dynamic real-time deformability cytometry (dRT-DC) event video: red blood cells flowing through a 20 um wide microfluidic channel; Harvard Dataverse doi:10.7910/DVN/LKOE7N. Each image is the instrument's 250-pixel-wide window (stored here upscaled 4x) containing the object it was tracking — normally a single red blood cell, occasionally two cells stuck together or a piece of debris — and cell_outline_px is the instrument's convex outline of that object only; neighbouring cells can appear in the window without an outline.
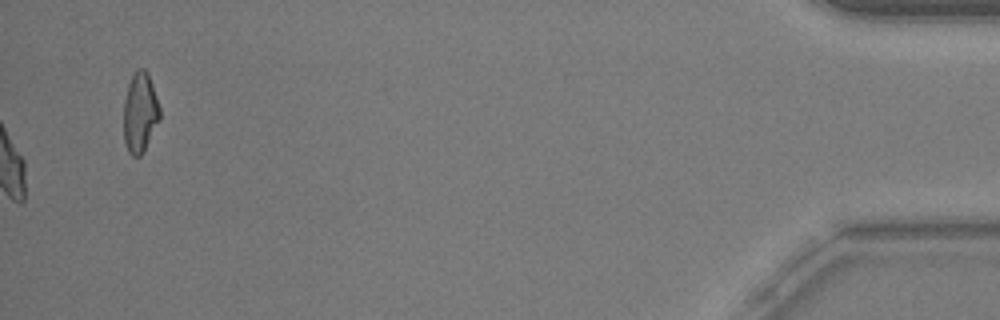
{"species": "common noctule bat (a hibernating species)", "species_latin": "Nyctalus noctula", "temperature_condition": "warm", "stored_images_in_passage": 41, "camera_frame_rate_fps": 3000, "um_per_image_px": 0.085, "animal": {"sex": "male", "body_mass_g": 20.5, "forearm_length_mm": 52.5}, "frame": {"image": 1, "passage_image": 41, "time_ms": 13.333, "image_size_px": [1000, 320], "cell_outline_px": [[160, 120], [144, 152], [140, 156], [132, 156], [128, 152], [124, 144], [124, 100], [128, 84], [136, 68], [144, 68], [148, 72], [160, 108]], "centroid_in_image_um": [11.9, 9.58], "position_along_channel_um": 423.3, "area_um2": 17.11}, "authors_computed_cell_mechanics": {"area_um2": 19.1896, "velocity_mm_per_s": 3.7793, "shape_relaxation_time_tau1_ms": 2.2154, "shape_relaxation_time_tau2_ms": 3.0269, "deformation_change_tau1": 0.1214, "deformation_change_tau2": 0.1022}}